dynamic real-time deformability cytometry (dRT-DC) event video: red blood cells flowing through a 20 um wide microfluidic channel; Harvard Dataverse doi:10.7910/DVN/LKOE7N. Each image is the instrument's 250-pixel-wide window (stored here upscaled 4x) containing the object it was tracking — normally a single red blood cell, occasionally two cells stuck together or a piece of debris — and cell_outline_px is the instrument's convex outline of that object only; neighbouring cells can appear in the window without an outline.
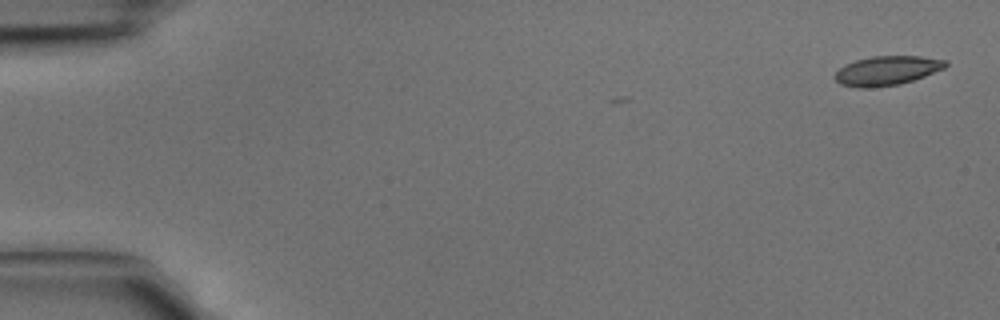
{"species": "common noctule bat (a hibernating species)", "species_latin": "Nyctalus noctula", "temperature_condition": "cold", "stored_images_in_passage": 3, "camera_frame_rate_fps": 3000, "um_per_image_px": 0.085, "animal": {"sex": "male", "body_mass_g": 15.6}, "frame": {"image": 1, "passage_image": 1, "time_ms": 0.0, "image_size_px": [1000, 320], "cell_outline_px": [[948, 64], [944, 68], [924, 76], [900, 84], [864, 88], [856, 88], [840, 84], [832, 76], [844, 64], [856, 60], [872, 56], [920, 56], [948, 60]], "centroid_in_image_um": [75.36, 6.0], "position_along_channel_um": 9.6, "area_um2": 18.9}}